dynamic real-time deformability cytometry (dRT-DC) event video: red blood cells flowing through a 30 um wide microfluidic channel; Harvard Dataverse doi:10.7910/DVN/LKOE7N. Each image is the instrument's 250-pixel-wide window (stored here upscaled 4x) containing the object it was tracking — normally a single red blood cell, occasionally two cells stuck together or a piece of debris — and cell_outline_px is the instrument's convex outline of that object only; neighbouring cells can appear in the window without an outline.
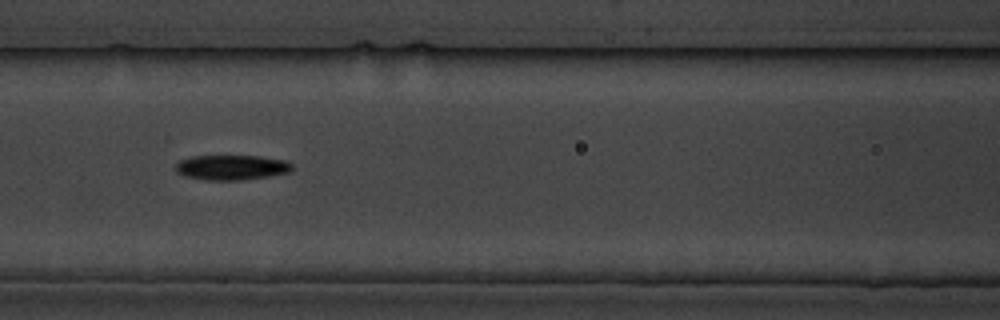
{"species": "common noctule bat (a hibernating species)", "species_latin": "Nyctalus noctula", "temperature_condition": "cold", "stored_images_in_passage": 6, "camera_frame_rate_fps": 3000, "um_per_image_px": 0.085, "animal": {"sex": "male", "body_mass_g": 19.5, "forearm_length_mm": 54.6}, "frame": {"image": 1, "passage_image": 5, "time_ms": 4.667, "image_size_px": [1000, 320], "cell_outline_px": [[292, 168], [288, 172], [268, 176], [240, 180], [208, 180], [184, 176], [176, 172], [176, 164], [180, 160], [192, 156], [260, 156], [288, 160], [292, 164]], "centroid_in_image_um": [19.68, 14.22], "position_along_channel_um": 146.9, "area_um2": 16.94}}